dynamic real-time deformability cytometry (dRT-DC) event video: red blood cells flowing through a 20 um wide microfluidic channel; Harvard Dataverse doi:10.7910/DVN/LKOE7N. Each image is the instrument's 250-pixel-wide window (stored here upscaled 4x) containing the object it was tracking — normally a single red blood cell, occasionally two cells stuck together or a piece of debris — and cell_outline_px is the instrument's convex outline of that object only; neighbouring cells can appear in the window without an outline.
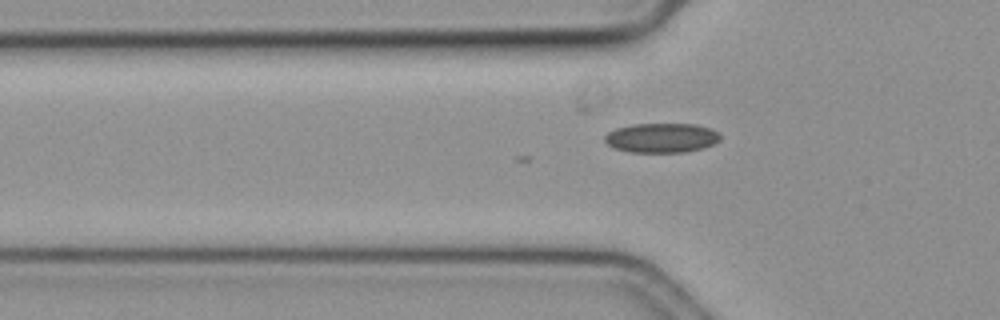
{"species": "common noctule bat (a hibernating species)", "species_latin": "Nyctalus noctula", "temperature_condition": "cold", "stored_images_in_passage": 2, "camera_frame_rate_fps": 3000, "um_per_image_px": 0.085, "animal": {"sex": "female", "body_mass_g": 19.3, "forearm_length_mm": 54.1}, "frame": {"image": 1, "passage_image": 2, "time_ms": 0.333, "image_size_px": [1000, 320], "cell_outline_px": [[720, 140], [704, 148], [684, 152], [628, 152], [616, 148], [608, 144], [604, 140], [604, 136], [608, 132], [616, 128], [632, 124], [696, 124], [712, 128], [720, 136]], "centroid_in_image_um": [56.23, 11.71], "position_along_channel_um": 69.6, "area_um2": 19.88}}